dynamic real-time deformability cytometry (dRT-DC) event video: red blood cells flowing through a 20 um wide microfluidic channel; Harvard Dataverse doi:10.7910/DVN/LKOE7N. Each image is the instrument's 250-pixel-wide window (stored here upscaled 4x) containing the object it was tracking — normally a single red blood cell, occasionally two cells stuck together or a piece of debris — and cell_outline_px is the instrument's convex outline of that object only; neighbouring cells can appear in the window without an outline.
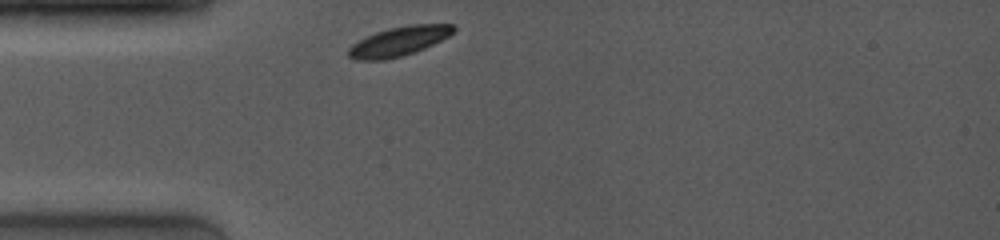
{"species": "common noctule bat (a hibernating species)", "species_latin": "Nyctalus noctula", "temperature_condition": "room temperature", "stored_images_in_passage": 33, "camera_frame_rate_fps": 4000, "um_per_image_px": 0.085, "animal": {"sex": "female", "body_mass_g": 19.0, "forearm_length_mm": 53.3}, "frame": {"image": 1, "passage_image": 1, "time_ms": 0.0, "image_size_px": [1000, 240], "cell_outline_px": [[456, 28], [448, 36], [424, 48], [400, 56], [384, 60], [356, 60], [348, 56], [348, 48], [352, 44], [376, 32], [388, 28], [408, 24], [452, 24]], "centroid_in_image_um": [33.88, 3.5], "position_along_channel_um": 51.1, "area_um2": 17.69}}
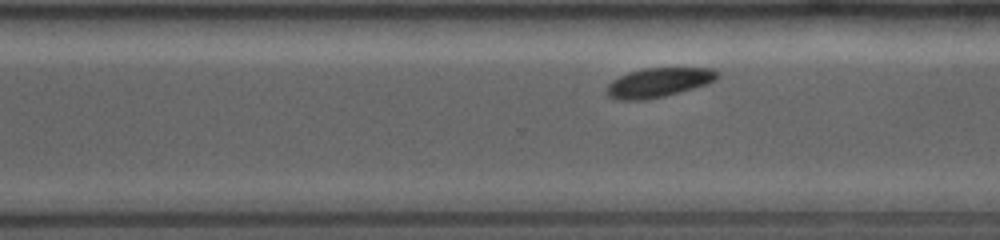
{"frame": {"image": 2, "passage_image": 26, "time_ms": 7.0, "image_size_px": [1000, 240], "cell_outline_px": [[720, 76], [716, 80], [708, 84], [664, 96], [640, 100], [616, 100], [608, 96], [604, 92], [604, 88], [612, 80], [628, 72], [644, 68], [712, 68], [720, 72]], "centroid_in_image_um": [55.96, 7.01], "position_along_channel_um": 314.6, "area_um2": 19.13}}
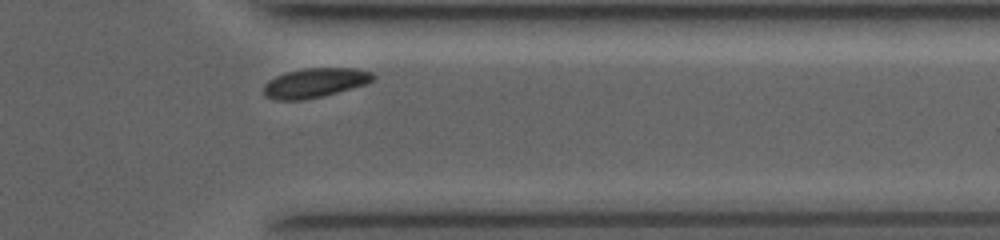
{"frame": {"image": 3, "passage_image": 31, "time_ms": 8.75, "image_size_px": [1000, 240], "cell_outline_px": [[376, 76], [368, 84], [320, 96], [300, 100], [272, 100], [264, 96], [264, 84], [268, 80], [276, 76], [288, 72], [304, 68], [356, 68], [372, 72]], "centroid_in_image_um": [26.76, 7.04], "position_along_channel_um": 384.6, "area_um2": 18.73}, "authors_computed_cell_mechanics": {"area_um2": 19.7676, "velocity_mm_per_s": 3.9167, "shape_relaxation_time_tau1_ms": 0.8485, "shape_relaxation_time_tau2_ms": null, "deformation_change_tau1": 0.0703, "deformation_change_tau2": null}}